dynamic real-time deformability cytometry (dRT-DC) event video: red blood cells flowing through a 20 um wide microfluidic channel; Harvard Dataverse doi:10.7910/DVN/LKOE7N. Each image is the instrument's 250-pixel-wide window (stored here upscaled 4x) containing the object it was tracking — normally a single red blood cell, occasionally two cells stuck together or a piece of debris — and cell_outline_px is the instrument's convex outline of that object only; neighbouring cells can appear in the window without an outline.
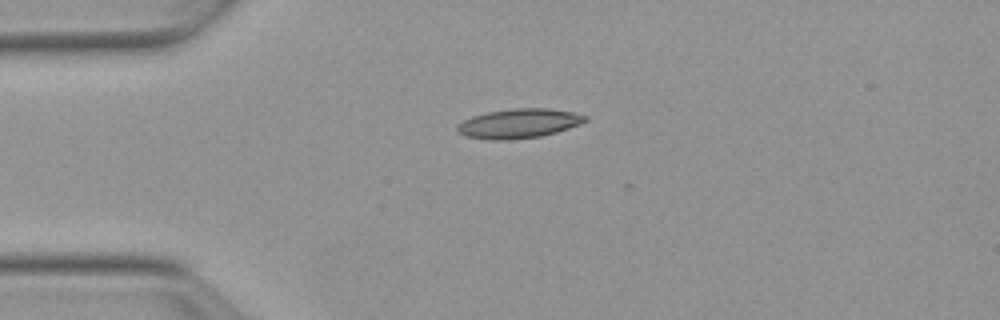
{"species": "Egyptian fruit bat (a non-hibernating species)", "species_latin": "Rousettus aegyptiacus", "temperature_condition": "warm", "stored_images_in_passage": 42, "camera_frame_rate_fps": 3000, "um_per_image_px": 0.085, "animal": {"sex": "female"}, "frame": {"image": 1, "passage_image": 1, "time_ms": 0.0, "image_size_px": [1000, 320], "cell_outline_px": [[588, 120], [580, 124], [556, 132], [540, 136], [512, 140], [488, 140], [464, 136], [456, 132], [456, 128], [464, 120], [472, 116], [488, 112], [512, 108], [548, 108], [572, 112], [588, 116]], "centroid_in_image_um": [44.08, 10.5], "position_along_channel_um": 40.9, "area_um2": 22.02}}
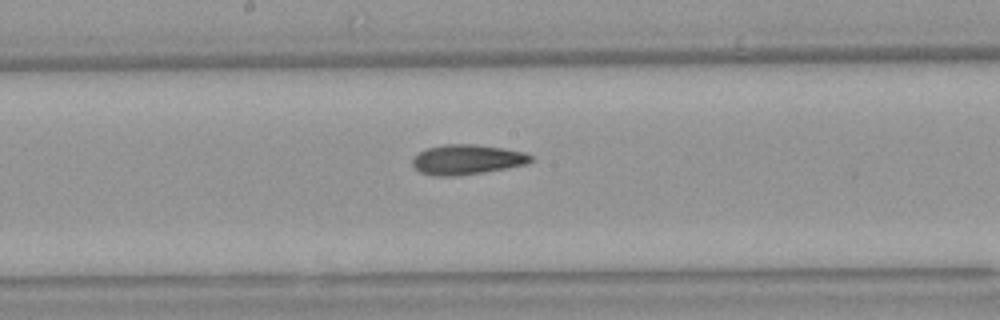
{"frame": {"image": 2, "passage_image": 16, "time_ms": 5.0, "image_size_px": [1000, 320], "cell_outline_px": [[532, 160], [528, 164], [484, 172], [456, 176], [436, 176], [420, 172], [412, 164], [412, 160], [420, 152], [428, 148], [444, 144], [476, 144], [524, 152], [532, 156]], "centroid_in_image_um": [39.7, 13.56], "position_along_channel_um": 208.5, "area_um2": 20.46}}
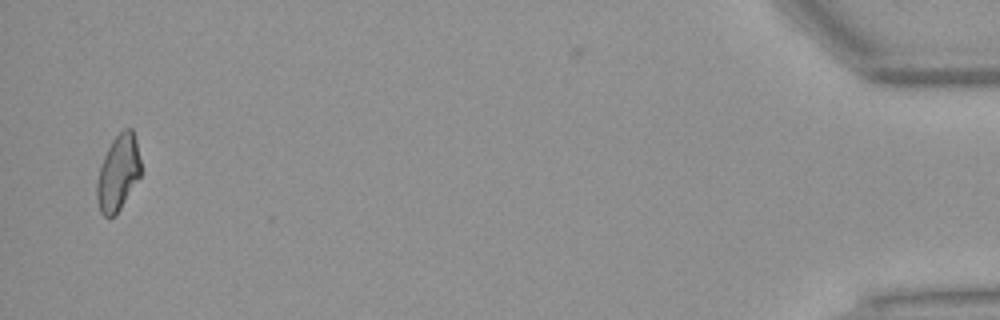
{"frame": {"image": 3, "passage_image": 40, "time_ms": 13.0, "image_size_px": [1000, 320], "cell_outline_px": [[140, 176], [120, 208], [112, 216], [104, 216], [100, 212], [96, 196], [96, 184], [100, 168], [104, 156], [112, 140], [124, 128], [132, 128], [136, 140], [140, 160]], "centroid_in_image_um": [10.03, 14.67], "position_along_channel_um": 425.2, "area_um2": 19.02}, "authors_computed_cell_mechanics": {"area_um2": 20.0277, "velocity_mm_per_s": 3.842, "shape_relaxation_time_tau1_ms": null, "shape_relaxation_time_tau2_ms": 3.9673, "deformation_change_tau1": null, "deformation_change_tau2": 0.1171}}